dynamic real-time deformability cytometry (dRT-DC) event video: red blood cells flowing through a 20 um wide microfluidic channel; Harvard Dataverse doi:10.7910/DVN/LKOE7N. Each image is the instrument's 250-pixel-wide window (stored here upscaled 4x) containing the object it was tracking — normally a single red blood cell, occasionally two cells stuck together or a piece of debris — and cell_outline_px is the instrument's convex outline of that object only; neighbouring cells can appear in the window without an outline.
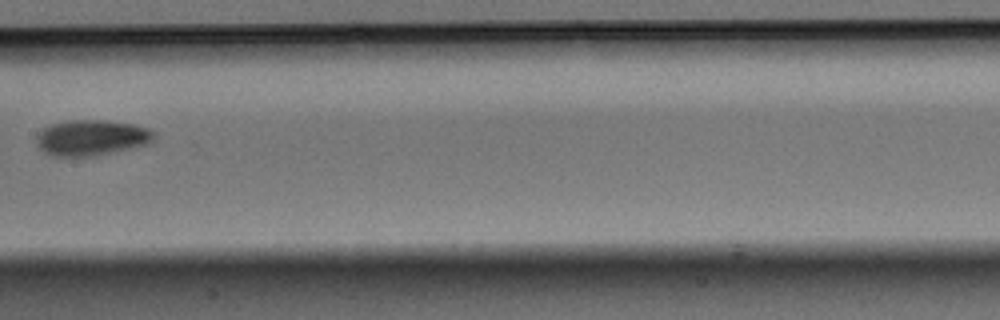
{"species": "Egyptian fruit bat (a non-hibernating species)", "species_latin": "Rousettus aegyptiacus", "temperature_condition": "warm", "stored_images_in_passage": 8, "camera_frame_rate_fps": 3000, "um_per_image_px": 0.085, "animal": {"sex": "male"}, "frame": {"image": 1, "passage_image": 7, "time_ms": 2.0, "image_size_px": [1000, 320], "cell_outline_px": [[156, 136], [148, 144], [96, 156], [52, 156], [44, 152], [36, 144], [36, 136], [44, 128], [52, 124], [64, 120], [108, 120], [136, 124], [148, 128], [156, 132]], "centroid_in_image_um": [7.8, 11.69], "position_along_channel_um": 199.6, "area_um2": 24.74}}
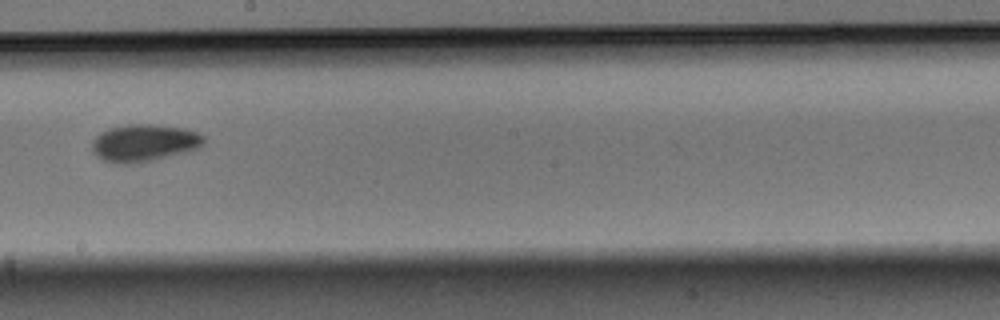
{"frame": {"image": 2, "passage_image": 8, "time_ms": 2.333, "image_size_px": [1000, 320], "cell_outline_px": [[204, 144], [200, 148], [188, 152], [140, 164], [112, 164], [96, 156], [92, 152], [92, 140], [100, 132], [108, 128], [128, 124], [156, 124], [184, 128], [196, 132], [204, 136]], "centroid_in_image_um": [12.24, 12.17], "position_along_channel_um": 236.0, "area_um2": 24.97}}